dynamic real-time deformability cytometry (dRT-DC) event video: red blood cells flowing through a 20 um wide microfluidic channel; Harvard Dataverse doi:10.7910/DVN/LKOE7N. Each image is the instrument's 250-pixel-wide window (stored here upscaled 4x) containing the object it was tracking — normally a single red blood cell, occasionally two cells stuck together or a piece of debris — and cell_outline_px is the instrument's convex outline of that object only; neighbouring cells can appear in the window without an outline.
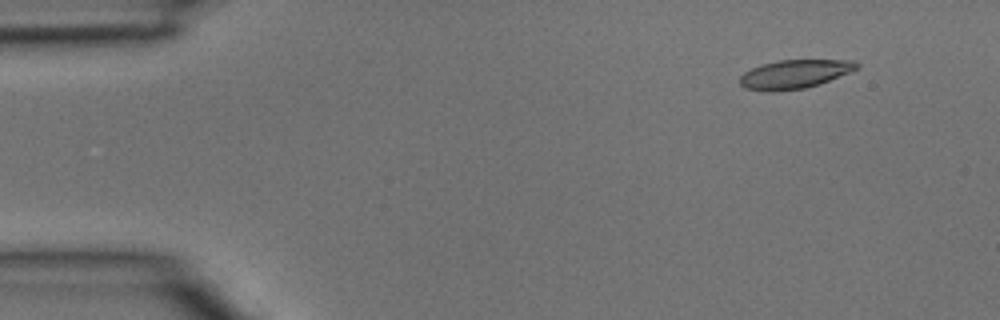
{"species": "common noctule bat (a hibernating species)", "species_latin": "Nyctalus noctula", "temperature_condition": "room temperature", "stored_images_in_passage": 3, "camera_frame_rate_fps": 3000, "um_per_image_px": 0.085, "animal": {"sex": "male", "body_mass_g": 15.6}, "frame": {"image": 1, "passage_image": 1, "time_ms": 0.0, "image_size_px": [1000, 320], "cell_outline_px": [[860, 68], [820, 84], [804, 88], [776, 92], [768, 92], [744, 88], [740, 84], [740, 76], [744, 72], [752, 68], [764, 64], [780, 60], [856, 60], [860, 64]], "centroid_in_image_um": [67.57, 6.31], "position_along_channel_um": 17.4, "area_um2": 19.71}}
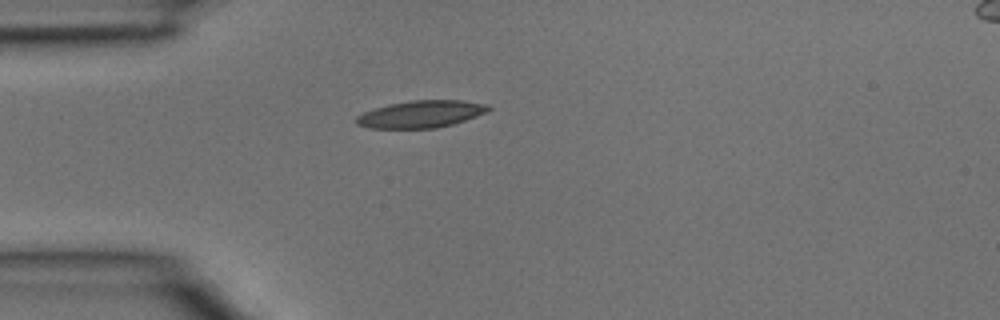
{"frame": {"image": 2, "passage_image": 3, "time_ms": 0.667, "image_size_px": [1000, 320], "cell_outline_px": [[492, 108], [488, 112], [452, 124], [436, 128], [368, 128], [356, 124], [356, 116], [364, 112], [388, 104], [412, 100], [460, 100], [488, 104]], "centroid_in_image_um": [35.8, 9.69], "position_along_channel_um": 49.2, "area_um2": 20.87}}